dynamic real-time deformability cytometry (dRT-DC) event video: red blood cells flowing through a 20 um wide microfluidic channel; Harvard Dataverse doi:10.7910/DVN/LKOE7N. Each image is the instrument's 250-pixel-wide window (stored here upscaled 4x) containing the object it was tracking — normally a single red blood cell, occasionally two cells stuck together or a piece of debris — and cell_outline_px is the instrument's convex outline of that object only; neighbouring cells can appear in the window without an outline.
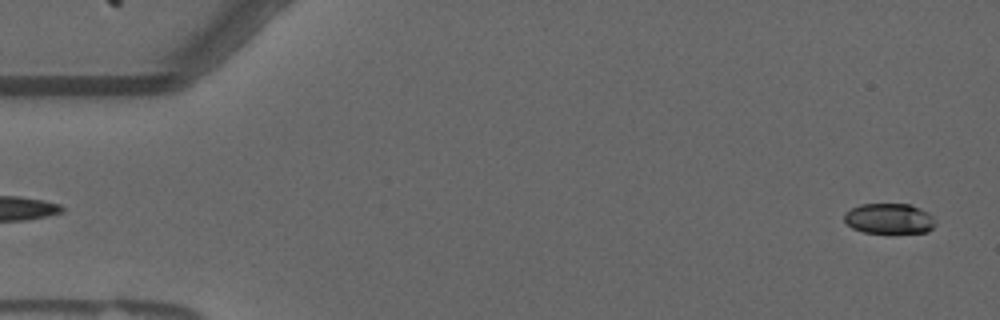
{"species": "common noctule bat (a hibernating species)", "species_latin": "Nyctalus noctula", "temperature_condition": "warm", "stored_images_in_passage": 55, "camera_frame_rate_fps": 3000, "um_per_image_px": 0.085, "animal": {"sex": "male", "forearm_length_mm": 52.5}, "frame": {"image": 1, "passage_image": 2, "time_ms": 0.333, "image_size_px": [1000, 320], "cell_outline_px": [[936, 224], [928, 232], [864, 232], [852, 228], [844, 220], [844, 216], [852, 208], [860, 204], [912, 204], [928, 212], [932, 216]], "centroid_in_image_um": [75.61, 18.57], "position_along_channel_um": 9.4, "area_um2": 15.95}}
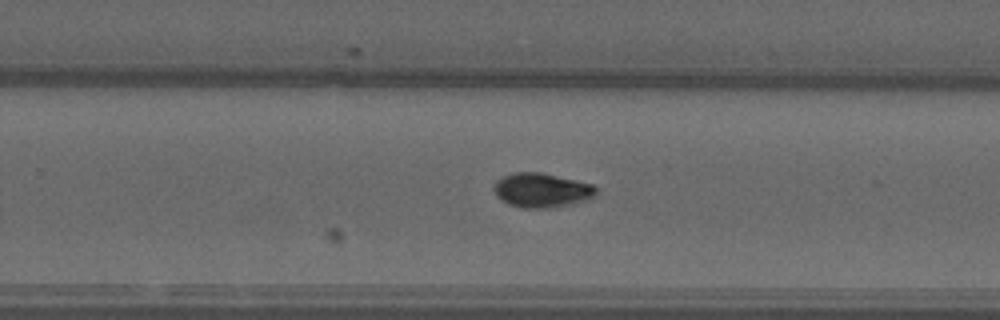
{"frame": {"image": 2, "passage_image": 35, "time_ms": 11.333, "image_size_px": [1000, 320], "cell_outline_px": [[596, 192], [592, 196], [584, 200], [572, 204], [548, 208], [520, 208], [508, 204], [500, 200], [496, 196], [492, 188], [496, 180], [512, 172], [540, 172], [576, 180], [592, 184], [596, 188]], "centroid_in_image_um": [45.97, 16.17], "position_along_channel_um": 283.8, "area_um2": 20.52}}
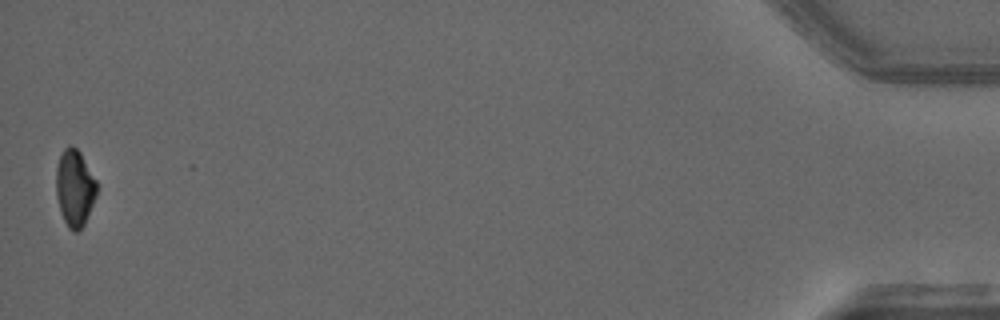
{"frame": {"image": 3, "passage_image": 55, "time_ms": 18.0, "image_size_px": [1000, 320], "cell_outline_px": [[96, 196], [84, 224], [76, 232], [72, 232], [68, 228], [60, 212], [56, 196], [56, 168], [60, 156], [64, 148], [68, 144], [72, 144], [80, 152], [96, 180]], "centroid_in_image_um": [6.33, 15.97], "position_along_channel_um": 428.9, "area_um2": 18.15}, "authors_computed_cell_mechanics": {"area_um2": 18.496, "velocity_mm_per_s": 3.6828, "shape_relaxation_time_tau1_ms": 4.2652, "shape_relaxation_time_tau2_ms": null, "deformation_change_tau1": 0.1638, "deformation_change_tau2": null}}